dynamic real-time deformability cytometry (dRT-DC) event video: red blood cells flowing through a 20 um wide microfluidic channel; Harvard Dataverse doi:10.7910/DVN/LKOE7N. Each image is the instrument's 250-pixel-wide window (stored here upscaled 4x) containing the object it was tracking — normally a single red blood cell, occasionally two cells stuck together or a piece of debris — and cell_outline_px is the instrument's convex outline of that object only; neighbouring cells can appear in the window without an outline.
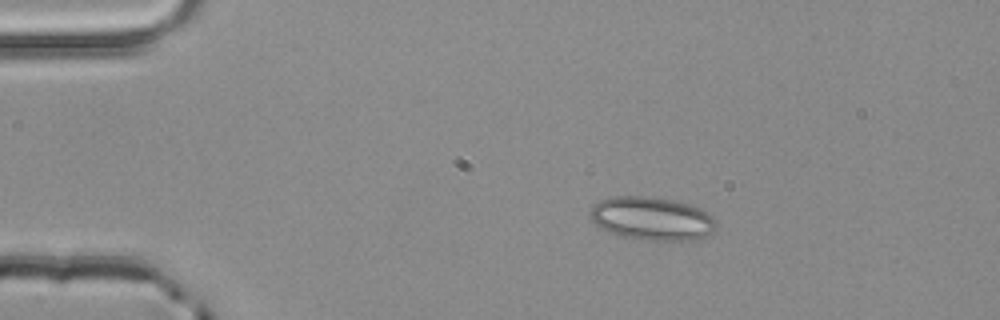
{"species": "common noctule bat (a hibernating species)", "species_latin": "Nyctalus noctula", "temperature_condition": "room temperature", "stored_images_in_passage": 53, "camera_frame_rate_fps": 3000, "um_per_image_px": 0.085, "animal": {"sex": "male", "body_mass_g": 20.4}, "frame": {"image": 1, "passage_image": 9, "time_ms": 2.667, "image_size_px": [1000, 320], "cell_outline_px": [[716, 228], [708, 236], [692, 240], [640, 240], [616, 236], [600, 228], [592, 220], [592, 208], [600, 200], [612, 196], [652, 196], [692, 204], [704, 208], [716, 220]], "centroid_in_image_um": [55.46, 18.58], "position_along_channel_um": 29.5, "area_um2": 32.31}}
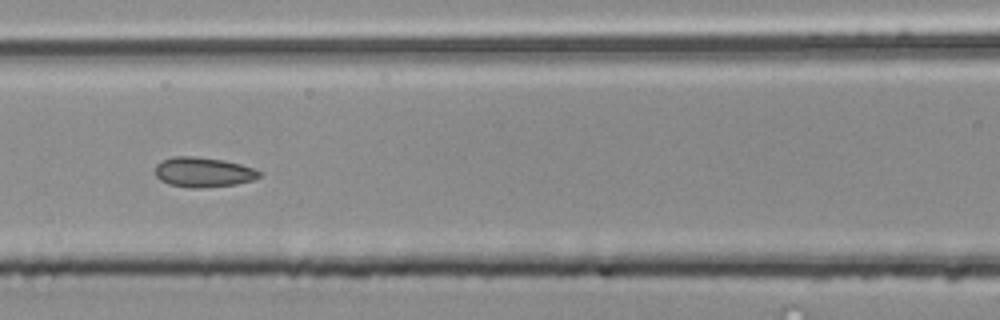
{"frame": {"image": 2, "passage_image": 23, "time_ms": 7.333, "image_size_px": [1000, 320], "cell_outline_px": [[260, 176], [252, 180], [236, 184], [200, 188], [188, 188], [168, 184], [160, 180], [156, 176], [156, 164], [172, 156], [192, 156], [224, 160], [240, 164], [252, 168], [260, 172]], "centroid_in_image_um": [17.24, 14.64], "position_along_channel_um": 149.4, "area_um2": 18.03}}
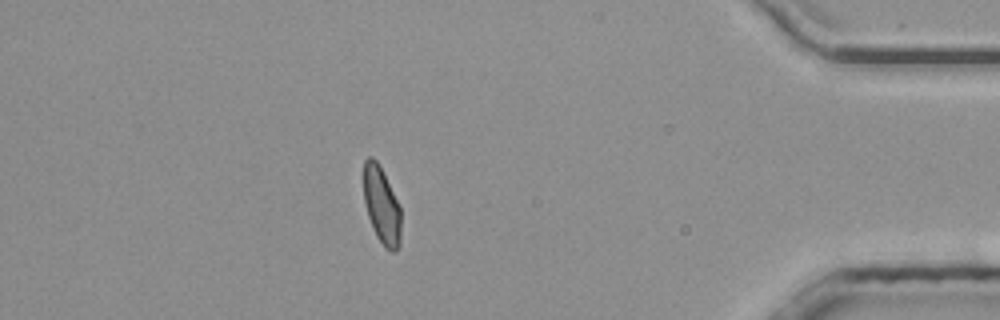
{"frame": {"image": 3, "passage_image": 46, "time_ms": 15.0, "image_size_px": [1000, 320], "cell_outline_px": [[400, 244], [396, 252], [392, 252], [384, 248], [376, 236], [372, 228], [368, 216], [364, 200], [364, 160], [368, 156], [372, 156], [376, 160], [400, 208]], "centroid_in_image_um": [32.42, 17.52], "position_along_channel_um": 402.8, "area_um2": 16.47}, "authors_computed_cell_mechanics": {"area_um2": 17.7446, "velocity_mm_per_s": 3.897, "shape_relaxation_time_tau1_ms": 6.451, "shape_relaxation_time_tau2_ms": 1.3324, "deformation_change_tau1": 0.0994, "deformation_change_tau2": 0.0679}}